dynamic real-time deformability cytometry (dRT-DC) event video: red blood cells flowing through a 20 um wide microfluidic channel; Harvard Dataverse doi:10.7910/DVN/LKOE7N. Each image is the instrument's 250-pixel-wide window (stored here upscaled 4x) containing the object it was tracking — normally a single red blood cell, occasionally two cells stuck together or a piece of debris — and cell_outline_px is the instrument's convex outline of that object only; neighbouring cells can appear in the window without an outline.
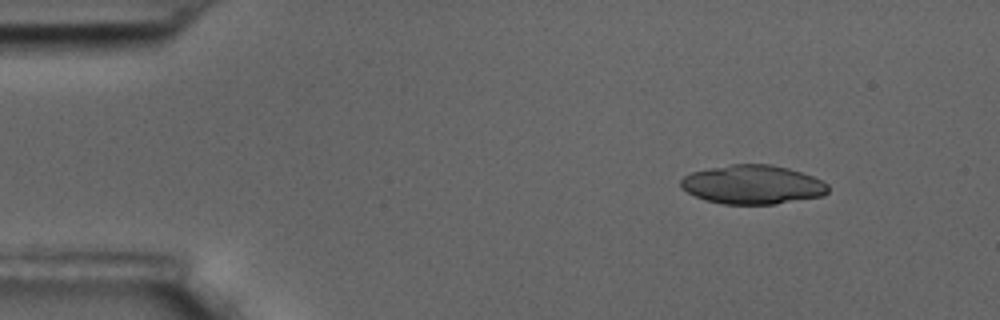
{"species": "common noctule bat (a hibernating species)", "species_latin": "Nyctalus noctula", "temperature_condition": "room temperature", "stored_images_in_passage": 51, "camera_frame_rate_fps": 3000, "um_per_image_px": 0.085, "animal": {"sex": "male", "body_mass_g": 17.5, "forearm_length_mm": 52.3}, "frame": {"image": 1, "passage_image": 1, "time_ms": 0.0, "image_size_px": [1000, 320], "cell_outline_px": [[828, 192], [824, 196], [776, 204], [724, 204], [704, 200], [680, 188], [680, 180], [684, 176], [692, 172], [708, 168], [732, 164], [772, 164], [788, 168], [812, 176], [828, 184]], "centroid_in_image_um": [63.97, 15.69], "position_along_channel_um": 21.0, "area_um2": 33.58}}